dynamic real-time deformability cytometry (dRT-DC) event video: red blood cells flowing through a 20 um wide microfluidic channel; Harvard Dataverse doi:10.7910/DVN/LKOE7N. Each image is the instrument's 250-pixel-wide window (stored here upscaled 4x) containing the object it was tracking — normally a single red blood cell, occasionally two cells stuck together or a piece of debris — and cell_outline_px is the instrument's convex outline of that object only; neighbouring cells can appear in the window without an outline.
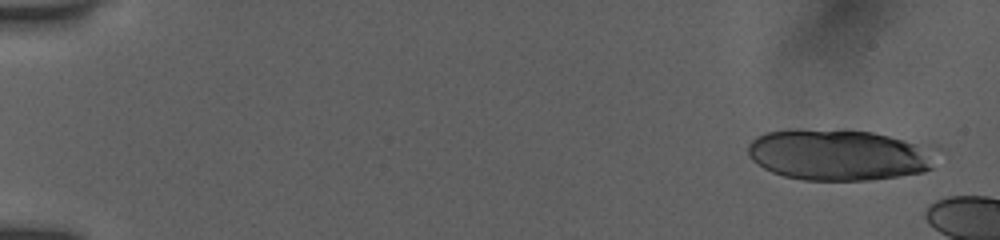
{"species": "human", "species_latin": "Homo sapiens", "temperature_condition": "room temperature", "stored_images_in_passage": 6, "camera_frame_rate_fps": 3000, "um_per_image_px": 0.085, "donor": {"sex": "female"}, "frame": {"image": 1, "passage_image": 1, "time_ms": 0.0, "image_size_px": [1000, 240], "cell_outline_px": [[932, 168], [924, 172], [868, 180], [804, 180], [784, 176], [772, 172], [756, 164], [748, 156], [748, 144], [756, 136], [768, 132], [792, 128], [844, 128], [872, 132], [904, 140], [928, 148]], "centroid_in_image_um": [71.14, 13.13], "position_along_channel_um": 13.9, "area_um2": 56.12}}